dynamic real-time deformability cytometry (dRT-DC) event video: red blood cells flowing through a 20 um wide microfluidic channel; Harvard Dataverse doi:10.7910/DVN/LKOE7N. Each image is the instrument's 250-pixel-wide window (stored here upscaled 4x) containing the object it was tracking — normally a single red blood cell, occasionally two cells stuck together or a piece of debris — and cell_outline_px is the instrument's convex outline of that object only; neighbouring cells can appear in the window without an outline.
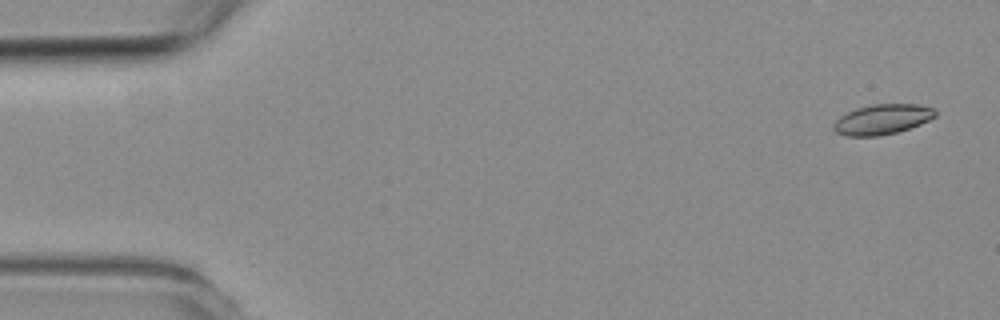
{"species": "common noctule bat (a hibernating species)", "species_latin": "Nyctalus noctula", "temperature_condition": "room temperature", "stored_images_in_passage": 7, "camera_frame_rate_fps": 3000, "um_per_image_px": 0.085, "animal": {"sex": "female", "body_mass_g": 19.3, "forearm_length_mm": 54.1}, "frame": {"image": 1, "passage_image": 1, "time_ms": 0.0, "image_size_px": [1000, 320], "cell_outline_px": [[936, 116], [920, 124], [896, 132], [880, 136], [844, 136], [836, 132], [832, 128], [832, 124], [840, 116], [856, 108], [872, 104], [916, 104], [932, 108], [936, 112]], "centroid_in_image_um": [74.95, 10.15], "position_along_channel_um": 10.1, "area_um2": 17.8}}
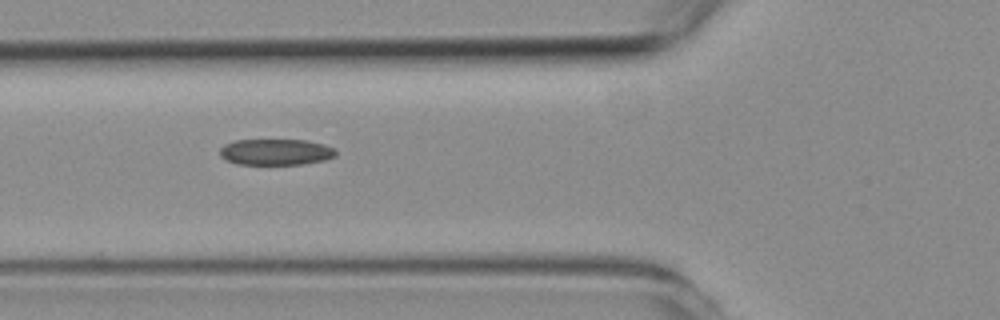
{"frame": {"image": 2, "passage_image": 6, "time_ms": 5.667, "image_size_px": [1000, 320], "cell_outline_px": [[336, 156], [324, 160], [304, 164], [236, 164], [220, 156], [220, 148], [224, 144], [236, 140], [308, 140], [324, 144], [336, 148]], "centroid_in_image_um": [23.47, 12.91], "position_along_channel_um": 102.3, "area_um2": 17.74}}
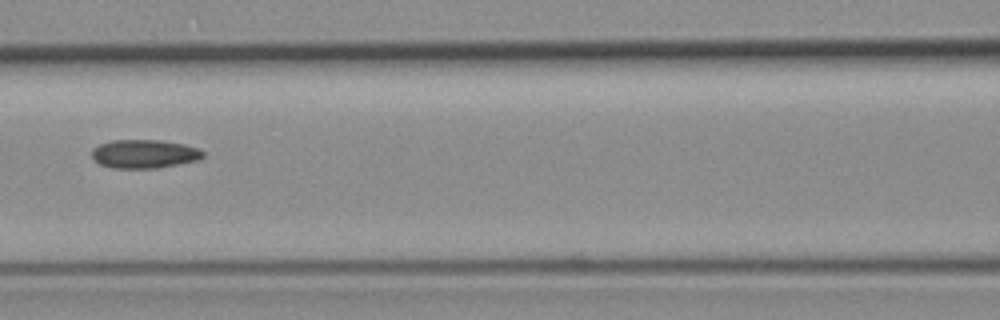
{"frame": {"image": 3, "passage_image": 7, "time_ms": 7.0, "image_size_px": [1000, 320], "cell_outline_px": [[204, 156], [200, 160], [156, 168], [112, 168], [100, 164], [92, 156], [92, 148], [100, 144], [112, 140], [160, 140], [184, 144], [200, 148], [204, 152]], "centroid_in_image_um": [12.3, 13.08], "position_along_channel_um": 154.3, "area_um2": 18.61}}